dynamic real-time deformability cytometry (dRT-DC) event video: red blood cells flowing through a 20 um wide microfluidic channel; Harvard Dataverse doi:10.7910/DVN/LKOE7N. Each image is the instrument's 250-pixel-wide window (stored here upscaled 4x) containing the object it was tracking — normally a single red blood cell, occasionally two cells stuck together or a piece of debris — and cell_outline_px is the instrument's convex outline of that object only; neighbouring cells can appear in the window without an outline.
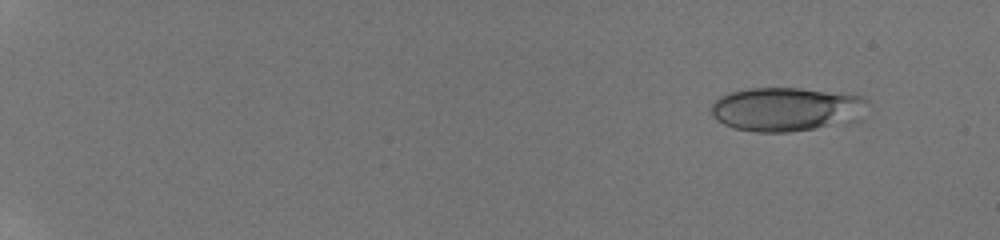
{"species": "human", "species_latin": "Homo sapiens", "temperature_condition": "room temperature", "stored_images_in_passage": 7, "camera_frame_rate_fps": 3000, "um_per_image_px": 0.085, "donor": {"sex": "male"}, "frame": {"image": 1, "passage_image": 1, "time_ms": 0.0, "image_size_px": [1000, 240], "cell_outline_px": [[872, 104], [840, 120], [816, 128], [788, 132], [756, 132], [736, 128], [724, 124], [716, 120], [712, 116], [712, 104], [720, 96], [732, 92], [748, 88], [800, 88], [840, 92], [864, 96]], "centroid_in_image_um": [66.71, 9.24], "position_along_channel_um": 18.3, "area_um2": 38.9}}
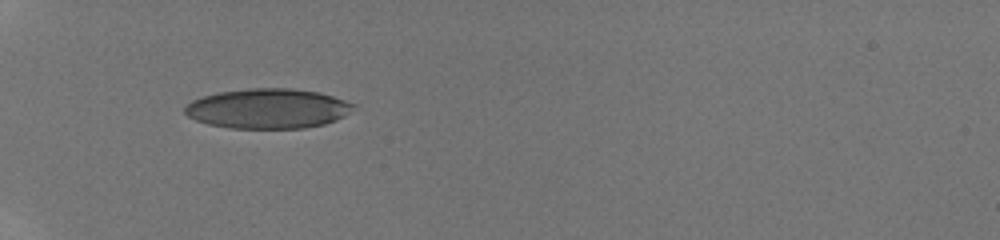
{"frame": {"image": 2, "passage_image": 6, "time_ms": 5.0, "image_size_px": [1000, 240], "cell_outline_px": [[356, 104], [344, 116], [336, 120], [324, 124], [304, 128], [228, 128], [208, 124], [196, 120], [188, 116], [184, 112], [184, 108], [192, 100], [204, 96], [220, 92], [252, 88], [292, 88], [320, 92]], "centroid_in_image_um": [22.76, 9.23], "position_along_channel_um": 62.2, "area_um2": 39.02}}